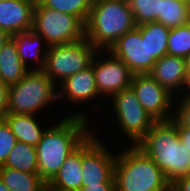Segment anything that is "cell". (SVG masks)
Returning a JSON list of instances; mask_svg holds the SVG:
<instances>
[{
    "label": "cell",
    "instance_id": "1",
    "mask_svg": "<svg viewBox=\"0 0 190 191\" xmlns=\"http://www.w3.org/2000/svg\"><path fill=\"white\" fill-rule=\"evenodd\" d=\"M156 120L140 104L131 87L112 95L92 124L93 132L115 145H135Z\"/></svg>",
    "mask_w": 190,
    "mask_h": 191
},
{
    "label": "cell",
    "instance_id": "2",
    "mask_svg": "<svg viewBox=\"0 0 190 191\" xmlns=\"http://www.w3.org/2000/svg\"><path fill=\"white\" fill-rule=\"evenodd\" d=\"M92 132V123L81 117L64 116L55 120L36 145L38 175L48 183L66 157Z\"/></svg>",
    "mask_w": 190,
    "mask_h": 191
},
{
    "label": "cell",
    "instance_id": "3",
    "mask_svg": "<svg viewBox=\"0 0 190 191\" xmlns=\"http://www.w3.org/2000/svg\"><path fill=\"white\" fill-rule=\"evenodd\" d=\"M161 169L172 185L190 175V151L182 144L175 121H156L135 144Z\"/></svg>",
    "mask_w": 190,
    "mask_h": 191
},
{
    "label": "cell",
    "instance_id": "4",
    "mask_svg": "<svg viewBox=\"0 0 190 191\" xmlns=\"http://www.w3.org/2000/svg\"><path fill=\"white\" fill-rule=\"evenodd\" d=\"M115 191H171L163 171L135 145H117Z\"/></svg>",
    "mask_w": 190,
    "mask_h": 191
},
{
    "label": "cell",
    "instance_id": "5",
    "mask_svg": "<svg viewBox=\"0 0 190 191\" xmlns=\"http://www.w3.org/2000/svg\"><path fill=\"white\" fill-rule=\"evenodd\" d=\"M8 113L61 118L57 85L42 71H29L9 86Z\"/></svg>",
    "mask_w": 190,
    "mask_h": 191
},
{
    "label": "cell",
    "instance_id": "6",
    "mask_svg": "<svg viewBox=\"0 0 190 191\" xmlns=\"http://www.w3.org/2000/svg\"><path fill=\"white\" fill-rule=\"evenodd\" d=\"M137 27L128 0L92 3L85 23V38L98 50H109L124 34Z\"/></svg>",
    "mask_w": 190,
    "mask_h": 191
},
{
    "label": "cell",
    "instance_id": "7",
    "mask_svg": "<svg viewBox=\"0 0 190 191\" xmlns=\"http://www.w3.org/2000/svg\"><path fill=\"white\" fill-rule=\"evenodd\" d=\"M57 89L62 117H81L93 124L105 108L106 101L98 94L92 64L66 78Z\"/></svg>",
    "mask_w": 190,
    "mask_h": 191
},
{
    "label": "cell",
    "instance_id": "8",
    "mask_svg": "<svg viewBox=\"0 0 190 191\" xmlns=\"http://www.w3.org/2000/svg\"><path fill=\"white\" fill-rule=\"evenodd\" d=\"M97 51L86 38L50 46L42 71L58 86L66 78L89 67Z\"/></svg>",
    "mask_w": 190,
    "mask_h": 191
},
{
    "label": "cell",
    "instance_id": "9",
    "mask_svg": "<svg viewBox=\"0 0 190 191\" xmlns=\"http://www.w3.org/2000/svg\"><path fill=\"white\" fill-rule=\"evenodd\" d=\"M50 47L78 42L85 38V24L72 14L35 4L33 28Z\"/></svg>",
    "mask_w": 190,
    "mask_h": 191
},
{
    "label": "cell",
    "instance_id": "10",
    "mask_svg": "<svg viewBox=\"0 0 190 191\" xmlns=\"http://www.w3.org/2000/svg\"><path fill=\"white\" fill-rule=\"evenodd\" d=\"M117 145L92 132L82 142V186L114 183Z\"/></svg>",
    "mask_w": 190,
    "mask_h": 191
},
{
    "label": "cell",
    "instance_id": "11",
    "mask_svg": "<svg viewBox=\"0 0 190 191\" xmlns=\"http://www.w3.org/2000/svg\"><path fill=\"white\" fill-rule=\"evenodd\" d=\"M91 64L98 94L105 101L130 87L134 73L109 50H98Z\"/></svg>",
    "mask_w": 190,
    "mask_h": 191
},
{
    "label": "cell",
    "instance_id": "12",
    "mask_svg": "<svg viewBox=\"0 0 190 191\" xmlns=\"http://www.w3.org/2000/svg\"><path fill=\"white\" fill-rule=\"evenodd\" d=\"M130 87L145 111L156 121L173 117L175 96L148 73L134 74Z\"/></svg>",
    "mask_w": 190,
    "mask_h": 191
},
{
    "label": "cell",
    "instance_id": "13",
    "mask_svg": "<svg viewBox=\"0 0 190 191\" xmlns=\"http://www.w3.org/2000/svg\"><path fill=\"white\" fill-rule=\"evenodd\" d=\"M109 51L121 59L134 74L148 73V47L137 27L121 36Z\"/></svg>",
    "mask_w": 190,
    "mask_h": 191
},
{
    "label": "cell",
    "instance_id": "14",
    "mask_svg": "<svg viewBox=\"0 0 190 191\" xmlns=\"http://www.w3.org/2000/svg\"><path fill=\"white\" fill-rule=\"evenodd\" d=\"M35 4L31 0H1L0 29L10 36L31 30Z\"/></svg>",
    "mask_w": 190,
    "mask_h": 191
},
{
    "label": "cell",
    "instance_id": "15",
    "mask_svg": "<svg viewBox=\"0 0 190 191\" xmlns=\"http://www.w3.org/2000/svg\"><path fill=\"white\" fill-rule=\"evenodd\" d=\"M185 71V58L167 54L156 60L152 70L148 74L177 97L183 96Z\"/></svg>",
    "mask_w": 190,
    "mask_h": 191
},
{
    "label": "cell",
    "instance_id": "16",
    "mask_svg": "<svg viewBox=\"0 0 190 191\" xmlns=\"http://www.w3.org/2000/svg\"><path fill=\"white\" fill-rule=\"evenodd\" d=\"M57 119L59 118L8 113L5 122L17 141L36 147L45 130Z\"/></svg>",
    "mask_w": 190,
    "mask_h": 191
},
{
    "label": "cell",
    "instance_id": "17",
    "mask_svg": "<svg viewBox=\"0 0 190 191\" xmlns=\"http://www.w3.org/2000/svg\"><path fill=\"white\" fill-rule=\"evenodd\" d=\"M21 62L29 69L43 70L49 46L34 30L19 32L11 36Z\"/></svg>",
    "mask_w": 190,
    "mask_h": 191
},
{
    "label": "cell",
    "instance_id": "18",
    "mask_svg": "<svg viewBox=\"0 0 190 191\" xmlns=\"http://www.w3.org/2000/svg\"><path fill=\"white\" fill-rule=\"evenodd\" d=\"M82 143L68 155L63 166L47 183V189L80 190L82 187Z\"/></svg>",
    "mask_w": 190,
    "mask_h": 191
},
{
    "label": "cell",
    "instance_id": "19",
    "mask_svg": "<svg viewBox=\"0 0 190 191\" xmlns=\"http://www.w3.org/2000/svg\"><path fill=\"white\" fill-rule=\"evenodd\" d=\"M142 39H146L148 47V73L152 70L156 60L167 55L168 36L170 29L160 22H147L137 25Z\"/></svg>",
    "mask_w": 190,
    "mask_h": 191
},
{
    "label": "cell",
    "instance_id": "20",
    "mask_svg": "<svg viewBox=\"0 0 190 191\" xmlns=\"http://www.w3.org/2000/svg\"><path fill=\"white\" fill-rule=\"evenodd\" d=\"M29 72L21 62L16 44L10 38L0 50V82L11 86L18 83Z\"/></svg>",
    "mask_w": 190,
    "mask_h": 191
},
{
    "label": "cell",
    "instance_id": "21",
    "mask_svg": "<svg viewBox=\"0 0 190 191\" xmlns=\"http://www.w3.org/2000/svg\"><path fill=\"white\" fill-rule=\"evenodd\" d=\"M0 179L10 191H47V183L38 173H27L0 166Z\"/></svg>",
    "mask_w": 190,
    "mask_h": 191
},
{
    "label": "cell",
    "instance_id": "22",
    "mask_svg": "<svg viewBox=\"0 0 190 191\" xmlns=\"http://www.w3.org/2000/svg\"><path fill=\"white\" fill-rule=\"evenodd\" d=\"M3 167L27 173H38L36 147L17 141Z\"/></svg>",
    "mask_w": 190,
    "mask_h": 191
},
{
    "label": "cell",
    "instance_id": "23",
    "mask_svg": "<svg viewBox=\"0 0 190 191\" xmlns=\"http://www.w3.org/2000/svg\"><path fill=\"white\" fill-rule=\"evenodd\" d=\"M158 22L169 29L190 22V4L183 0H161Z\"/></svg>",
    "mask_w": 190,
    "mask_h": 191
},
{
    "label": "cell",
    "instance_id": "24",
    "mask_svg": "<svg viewBox=\"0 0 190 191\" xmlns=\"http://www.w3.org/2000/svg\"><path fill=\"white\" fill-rule=\"evenodd\" d=\"M39 3L46 8H51L62 13L78 17L84 24L87 22L92 0H40Z\"/></svg>",
    "mask_w": 190,
    "mask_h": 191
},
{
    "label": "cell",
    "instance_id": "25",
    "mask_svg": "<svg viewBox=\"0 0 190 191\" xmlns=\"http://www.w3.org/2000/svg\"><path fill=\"white\" fill-rule=\"evenodd\" d=\"M167 54L185 59L190 57V22L170 29Z\"/></svg>",
    "mask_w": 190,
    "mask_h": 191
},
{
    "label": "cell",
    "instance_id": "26",
    "mask_svg": "<svg viewBox=\"0 0 190 191\" xmlns=\"http://www.w3.org/2000/svg\"><path fill=\"white\" fill-rule=\"evenodd\" d=\"M136 25L158 22L161 0H128Z\"/></svg>",
    "mask_w": 190,
    "mask_h": 191
},
{
    "label": "cell",
    "instance_id": "27",
    "mask_svg": "<svg viewBox=\"0 0 190 191\" xmlns=\"http://www.w3.org/2000/svg\"><path fill=\"white\" fill-rule=\"evenodd\" d=\"M172 119L175 121L176 127L190 128V96L175 97Z\"/></svg>",
    "mask_w": 190,
    "mask_h": 191
},
{
    "label": "cell",
    "instance_id": "28",
    "mask_svg": "<svg viewBox=\"0 0 190 191\" xmlns=\"http://www.w3.org/2000/svg\"><path fill=\"white\" fill-rule=\"evenodd\" d=\"M17 139L6 122L0 127V166H3L8 154L15 147Z\"/></svg>",
    "mask_w": 190,
    "mask_h": 191
},
{
    "label": "cell",
    "instance_id": "29",
    "mask_svg": "<svg viewBox=\"0 0 190 191\" xmlns=\"http://www.w3.org/2000/svg\"><path fill=\"white\" fill-rule=\"evenodd\" d=\"M8 93L9 86L0 82V117H6L8 114Z\"/></svg>",
    "mask_w": 190,
    "mask_h": 191
},
{
    "label": "cell",
    "instance_id": "30",
    "mask_svg": "<svg viewBox=\"0 0 190 191\" xmlns=\"http://www.w3.org/2000/svg\"><path fill=\"white\" fill-rule=\"evenodd\" d=\"M171 191H190V175L179 178L171 185Z\"/></svg>",
    "mask_w": 190,
    "mask_h": 191
},
{
    "label": "cell",
    "instance_id": "31",
    "mask_svg": "<svg viewBox=\"0 0 190 191\" xmlns=\"http://www.w3.org/2000/svg\"><path fill=\"white\" fill-rule=\"evenodd\" d=\"M80 191H115V184L101 183L98 185L82 186Z\"/></svg>",
    "mask_w": 190,
    "mask_h": 191
},
{
    "label": "cell",
    "instance_id": "32",
    "mask_svg": "<svg viewBox=\"0 0 190 191\" xmlns=\"http://www.w3.org/2000/svg\"><path fill=\"white\" fill-rule=\"evenodd\" d=\"M178 136L182 144L190 151V128L189 127H176Z\"/></svg>",
    "mask_w": 190,
    "mask_h": 191
},
{
    "label": "cell",
    "instance_id": "33",
    "mask_svg": "<svg viewBox=\"0 0 190 191\" xmlns=\"http://www.w3.org/2000/svg\"><path fill=\"white\" fill-rule=\"evenodd\" d=\"M183 96H190V57L186 59L185 80L183 85Z\"/></svg>",
    "mask_w": 190,
    "mask_h": 191
},
{
    "label": "cell",
    "instance_id": "34",
    "mask_svg": "<svg viewBox=\"0 0 190 191\" xmlns=\"http://www.w3.org/2000/svg\"><path fill=\"white\" fill-rule=\"evenodd\" d=\"M11 38V36L0 29V50L3 48L4 44Z\"/></svg>",
    "mask_w": 190,
    "mask_h": 191
},
{
    "label": "cell",
    "instance_id": "35",
    "mask_svg": "<svg viewBox=\"0 0 190 191\" xmlns=\"http://www.w3.org/2000/svg\"><path fill=\"white\" fill-rule=\"evenodd\" d=\"M0 191H10L5 183L0 179Z\"/></svg>",
    "mask_w": 190,
    "mask_h": 191
},
{
    "label": "cell",
    "instance_id": "36",
    "mask_svg": "<svg viewBox=\"0 0 190 191\" xmlns=\"http://www.w3.org/2000/svg\"><path fill=\"white\" fill-rule=\"evenodd\" d=\"M47 191H80V190L47 189Z\"/></svg>",
    "mask_w": 190,
    "mask_h": 191
},
{
    "label": "cell",
    "instance_id": "37",
    "mask_svg": "<svg viewBox=\"0 0 190 191\" xmlns=\"http://www.w3.org/2000/svg\"><path fill=\"white\" fill-rule=\"evenodd\" d=\"M5 122V117H0V127L2 126V124Z\"/></svg>",
    "mask_w": 190,
    "mask_h": 191
},
{
    "label": "cell",
    "instance_id": "38",
    "mask_svg": "<svg viewBox=\"0 0 190 191\" xmlns=\"http://www.w3.org/2000/svg\"><path fill=\"white\" fill-rule=\"evenodd\" d=\"M31 1H33V2H35V3H38L40 0H31Z\"/></svg>",
    "mask_w": 190,
    "mask_h": 191
},
{
    "label": "cell",
    "instance_id": "39",
    "mask_svg": "<svg viewBox=\"0 0 190 191\" xmlns=\"http://www.w3.org/2000/svg\"><path fill=\"white\" fill-rule=\"evenodd\" d=\"M184 2H187V3H189L190 4V0H183Z\"/></svg>",
    "mask_w": 190,
    "mask_h": 191
}]
</instances>
